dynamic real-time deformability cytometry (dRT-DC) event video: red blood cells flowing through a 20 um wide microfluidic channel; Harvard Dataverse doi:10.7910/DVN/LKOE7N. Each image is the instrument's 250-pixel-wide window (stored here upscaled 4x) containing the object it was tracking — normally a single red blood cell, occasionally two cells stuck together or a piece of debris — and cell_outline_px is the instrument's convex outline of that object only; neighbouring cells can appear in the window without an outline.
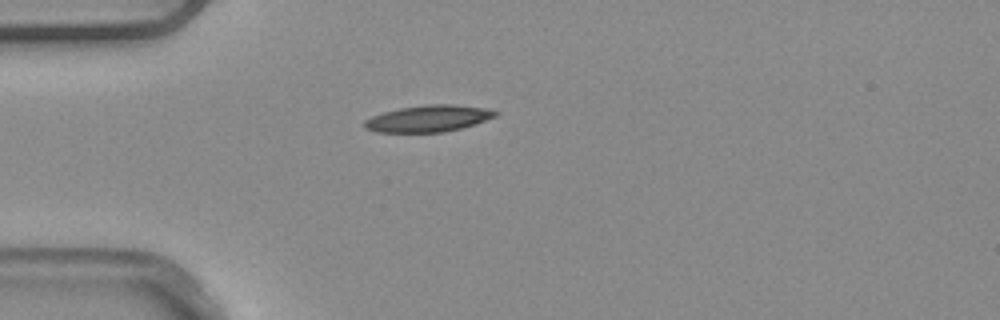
{"species": "common noctule bat (a hibernating species)", "species_latin": "Nyctalus noctula", "temperature_condition": "warm", "stored_images_in_passage": 1, "camera_frame_rate_fps": 3000, "um_per_image_px": 0.085, "animal": {"sex": "male", "body_mass_g": 20.4}, "frame": {"image": 1, "passage_image": 1, "time_ms": 0.0, "image_size_px": [1000, 320], "cell_outline_px": [[500, 112], [496, 116], [460, 128], [444, 132], [376, 132], [364, 128], [364, 120], [372, 116], [384, 112], [400, 108], [428, 104], [452, 104], [484, 108]], "centroid_in_image_um": [36.37, 10.07], "position_along_channel_um": 48.6, "area_um2": 20.06}}